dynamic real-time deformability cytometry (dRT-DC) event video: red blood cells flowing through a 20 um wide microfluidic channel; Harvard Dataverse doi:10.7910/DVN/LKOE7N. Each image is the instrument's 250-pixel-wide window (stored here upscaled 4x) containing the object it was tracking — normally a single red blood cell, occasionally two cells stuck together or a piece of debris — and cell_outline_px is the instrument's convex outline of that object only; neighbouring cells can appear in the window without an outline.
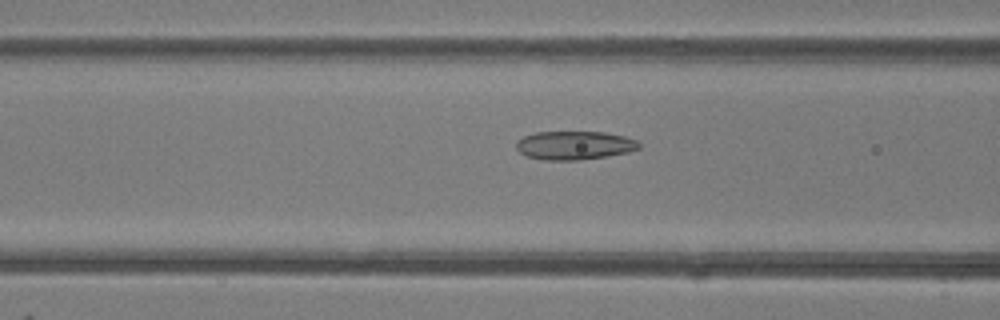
{"species": "common noctule bat (a hibernating species)", "species_latin": "Nyctalus noctula", "temperature_condition": "room temperature", "stored_images_in_passage": 49, "camera_frame_rate_fps": 3000, "um_per_image_px": 0.085, "animal": {"sex": "female"}, "frame": {"image": 1, "passage_image": 20, "time_ms": 6.333, "image_size_px": [1000, 320], "cell_outline_px": [[640, 148], [628, 152], [608, 156], [580, 160], [544, 160], [524, 156], [516, 148], [516, 140], [524, 136], [536, 132], [604, 132], [624, 136], [636, 140], [640, 144]], "centroid_in_image_um": [48.8, 12.36], "position_along_channel_um": 117.8, "area_um2": 20.58}}
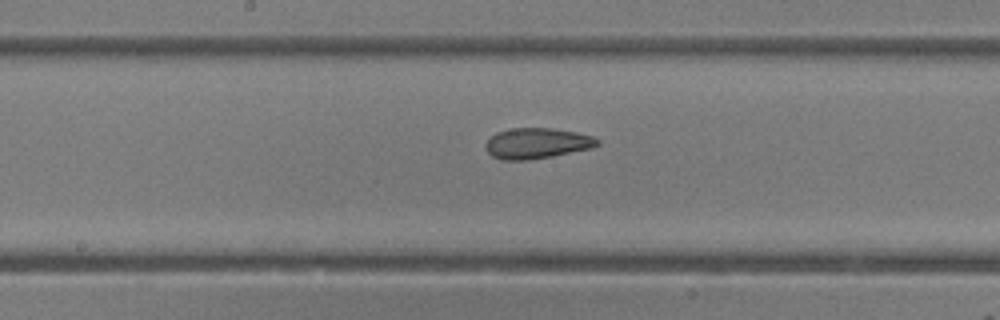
{"frame": {"image": 2, "passage_image": 26, "time_ms": 8.333, "image_size_px": [1000, 320], "cell_outline_px": [[600, 144], [592, 148], [552, 156], [528, 160], [500, 160], [492, 156], [488, 152], [484, 144], [496, 132], [512, 128], [552, 128], [576, 132], [592, 136], [600, 140]], "centroid_in_image_um": [45.64, 12.18], "position_along_channel_um": 202.6, "area_um2": 20.0}}
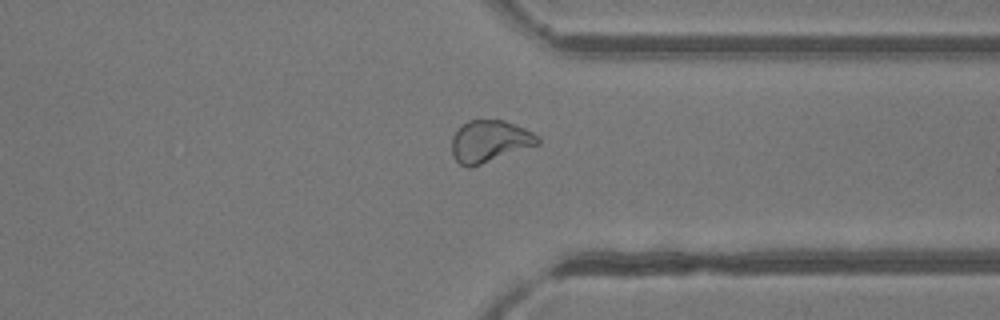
{"frame": {"image": 3, "passage_image": 38, "time_ms": 12.333, "image_size_px": [1000, 320], "cell_outline_px": [[540, 144], [468, 168], [460, 164], [452, 156], [452, 136], [460, 124], [468, 120], [504, 120], [524, 128], [532, 132], [540, 140]], "centroid_in_image_um": [41.58, 11.99], "position_along_channel_um": 369.8, "area_um2": 20.92}, "authors_computed_cell_mechanics": {"area_um2": 21.7906, "velocity_mm_per_s": 4.2288, "shape_relaxation_time_tau1_ms": 4.4358, "shape_relaxation_time_tau2_ms": 2.0611, "deformation_change_tau1": 0.1134, "deformation_change_tau2": 0.0714}}